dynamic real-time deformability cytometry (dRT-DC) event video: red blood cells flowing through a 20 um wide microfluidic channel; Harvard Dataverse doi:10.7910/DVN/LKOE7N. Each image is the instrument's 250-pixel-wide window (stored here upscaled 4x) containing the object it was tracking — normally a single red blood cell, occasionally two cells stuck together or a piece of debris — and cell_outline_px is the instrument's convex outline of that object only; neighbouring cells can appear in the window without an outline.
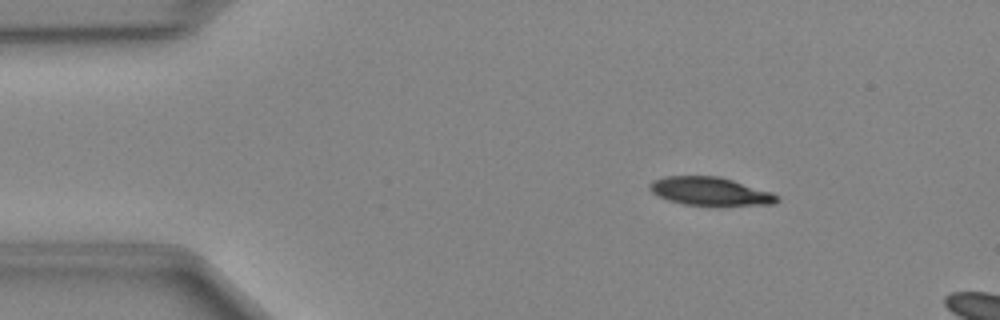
{"species": "Egyptian fruit bat (a non-hibernating species)", "species_latin": "Rousettus aegyptiacus", "temperature_condition": "cold", "stored_images_in_passage": 12, "camera_frame_rate_fps": 3000, "um_per_image_px": 0.085, "animal": {"sex": "female"}, "frame": {"image": 1, "passage_image": 7, "time_ms": 2.0, "image_size_px": [1000, 320], "cell_outline_px": [[780, 200], [776, 204], [684, 204], [668, 200], [652, 192], [648, 188], [648, 184], [652, 180], [664, 176], [720, 176], [772, 192], [780, 196]], "centroid_in_image_um": [60.35, 16.23], "position_along_channel_um": 24.7, "area_um2": 20.69}}